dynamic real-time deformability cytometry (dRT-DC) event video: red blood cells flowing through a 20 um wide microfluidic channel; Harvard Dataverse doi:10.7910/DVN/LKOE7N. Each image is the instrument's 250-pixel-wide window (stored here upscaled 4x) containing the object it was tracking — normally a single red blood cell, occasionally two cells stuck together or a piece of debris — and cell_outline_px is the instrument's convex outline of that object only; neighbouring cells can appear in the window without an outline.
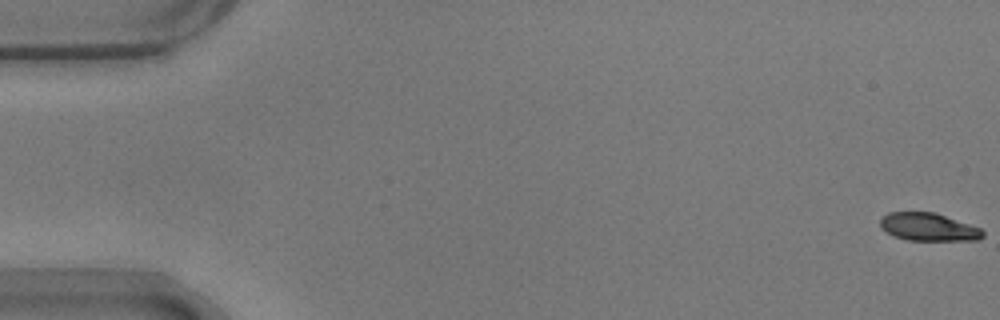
{"species": "common noctule bat (a hibernating species)", "species_latin": "Nyctalus noctula", "temperature_condition": "warm", "stored_images_in_passage": 55, "camera_frame_rate_fps": 3000, "um_per_image_px": 0.085, "animal": {"sex": "male", "body_mass_g": 17.9}, "frame": {"image": 1, "passage_image": 1, "time_ms": 0.0, "image_size_px": [1000, 320], "cell_outline_px": [[984, 236], [976, 240], [908, 240], [892, 236], [880, 228], [880, 220], [888, 212], [936, 212], [980, 228], [984, 232]], "centroid_in_image_um": [78.89, 19.29], "position_along_channel_um": 6.1, "area_um2": 16.7}}
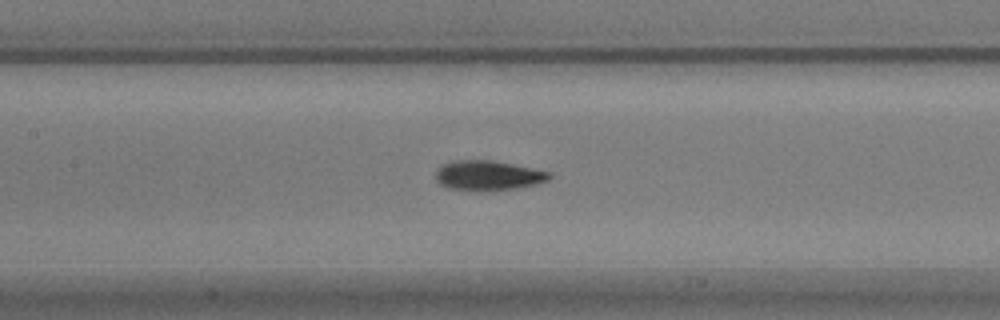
{"frame": {"image": 2, "passage_image": 26, "time_ms": 8.333, "image_size_px": [1000, 320], "cell_outline_px": [[552, 176], [548, 180], [516, 188], [484, 192], [448, 188], [440, 184], [436, 180], [436, 168], [440, 164], [452, 160], [492, 160], [552, 172]], "centroid_in_image_um": [41.43, 14.91], "position_along_channel_um": 166.0, "area_um2": 20.0}}
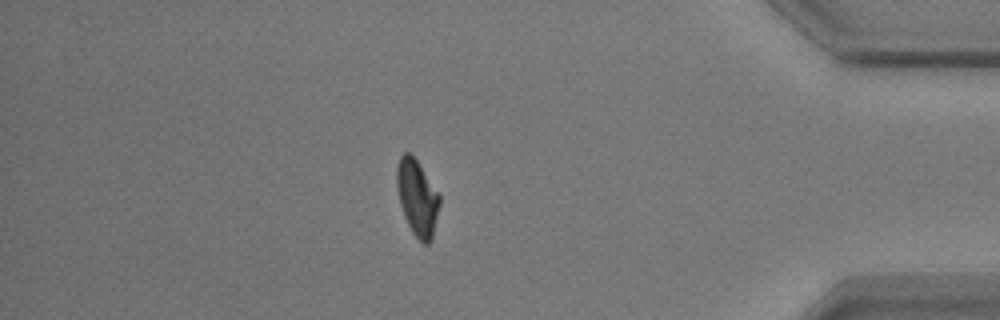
{"frame": {"image": 3, "passage_image": 48, "time_ms": 15.667, "image_size_px": [1000, 320], "cell_outline_px": [[440, 204], [432, 240], [428, 244], [424, 244], [412, 232], [404, 216], [400, 204], [396, 188], [396, 168], [400, 156], [404, 152], [408, 152], [416, 160], [440, 196]], "centroid_in_image_um": [35.45, 16.82], "position_along_channel_um": 399.8, "area_um2": 18.79}, "authors_computed_cell_mechanics": {"area_um2": 19.0162, "velocity_mm_per_s": 3.6964, "shape_relaxation_time_tau1_ms": 3.8811, "shape_relaxation_time_tau2_ms": 1.3998, "deformation_change_tau1": 0.1576, "deformation_change_tau2": 0.0684}}